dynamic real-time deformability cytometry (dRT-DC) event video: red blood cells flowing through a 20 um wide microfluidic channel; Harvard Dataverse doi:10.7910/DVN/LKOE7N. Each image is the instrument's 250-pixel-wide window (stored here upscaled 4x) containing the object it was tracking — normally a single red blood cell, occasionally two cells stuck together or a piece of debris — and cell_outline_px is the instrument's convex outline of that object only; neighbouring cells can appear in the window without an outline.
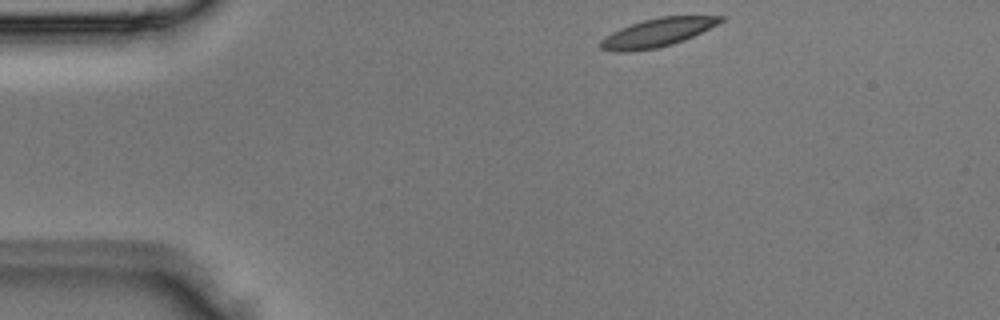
{"species": "Egyptian fruit bat (a non-hibernating species)", "species_latin": "Rousettus aegyptiacus", "temperature_condition": "room temperature", "stored_images_in_passage": 2, "camera_frame_rate_fps": 3000, "um_per_image_px": 0.085, "animal": {"sex": "male"}, "frame": {"image": 1, "passage_image": 1, "time_ms": 0.0, "image_size_px": [1000, 320], "cell_outline_px": [[724, 20], [684, 40], [672, 44], [656, 48], [628, 52], [612, 52], [600, 48], [600, 40], [612, 32], [620, 28], [644, 20], [660, 16], [724, 16]], "centroid_in_image_um": [55.82, 2.78], "position_along_channel_um": 29.2, "area_um2": 19.59}}